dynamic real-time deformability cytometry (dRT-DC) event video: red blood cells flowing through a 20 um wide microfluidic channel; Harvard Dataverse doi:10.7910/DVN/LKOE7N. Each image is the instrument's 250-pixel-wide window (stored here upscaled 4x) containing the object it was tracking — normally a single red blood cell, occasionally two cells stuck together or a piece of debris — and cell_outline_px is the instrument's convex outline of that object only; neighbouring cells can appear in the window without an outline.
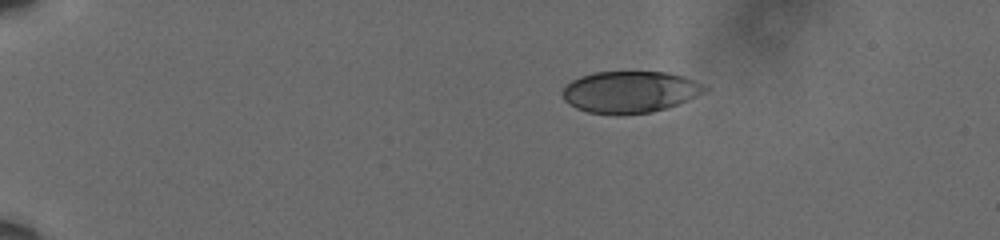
{"species": "human", "species_latin": "Homo sapiens", "temperature_condition": "cold", "stored_images_in_passage": 40, "camera_frame_rate_fps": 3000, "um_per_image_px": 0.085, "donor": {"sex": "male"}, "frame": {"image": 1, "passage_image": 1, "time_ms": 0.0, "image_size_px": [1000, 240], "cell_outline_px": [[708, 88], [704, 92], [676, 104], [652, 112], [588, 112], [576, 108], [564, 100], [560, 92], [572, 80], [580, 76], [596, 72], [668, 72], [684, 76], [704, 84]], "centroid_in_image_um": [53.53, 7.77], "position_along_channel_um": 31.5, "area_um2": 33.7}}
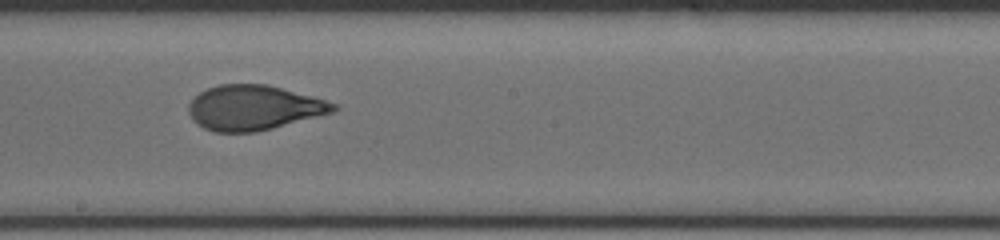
{"frame": {"image": 2, "passage_image": 23, "time_ms": 7.333, "image_size_px": [1000, 240], "cell_outline_px": [[340, 108], [332, 112], [272, 128], [256, 132], [216, 132], [204, 128], [188, 112], [188, 104], [200, 92], [208, 88], [220, 84], [268, 84], [312, 96], [340, 104]], "centroid_in_image_um": [21.6, 9.14], "position_along_channel_um": 226.6, "area_um2": 37.57}}
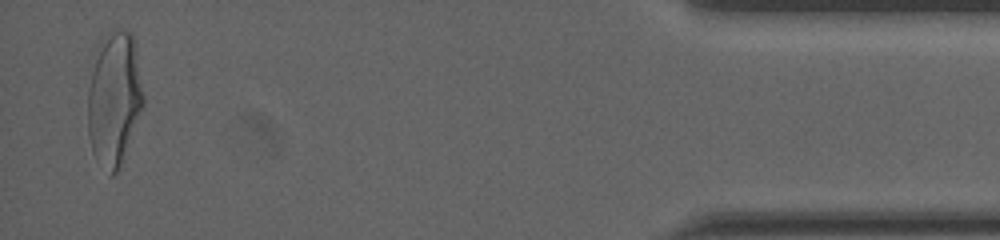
{"frame": {"image": 3, "passage_image": 40, "time_ms": 13.0, "image_size_px": [1000, 240], "cell_outline_px": [[144, 104], [120, 164], [116, 172], [112, 176], [92, 152], [88, 132], [88, 92], [92, 72], [100, 40], [104, 32], [112, 28], [132, 32], [136, 52], [144, 96]], "centroid_in_image_um": [9.7, 8.31], "position_along_channel_um": 425.5, "area_um2": 42.71}, "authors_computed_cell_mechanics": {"area_um2": 37.6278, "velocity_mm_per_s": 3.6433, "shape_relaxation_time_tau1_ms": 5.3561, "shape_relaxation_time_tau2_ms": 0.7274, "deformation_change_tau1": 0.1916, "deformation_change_tau2": 0.064}}